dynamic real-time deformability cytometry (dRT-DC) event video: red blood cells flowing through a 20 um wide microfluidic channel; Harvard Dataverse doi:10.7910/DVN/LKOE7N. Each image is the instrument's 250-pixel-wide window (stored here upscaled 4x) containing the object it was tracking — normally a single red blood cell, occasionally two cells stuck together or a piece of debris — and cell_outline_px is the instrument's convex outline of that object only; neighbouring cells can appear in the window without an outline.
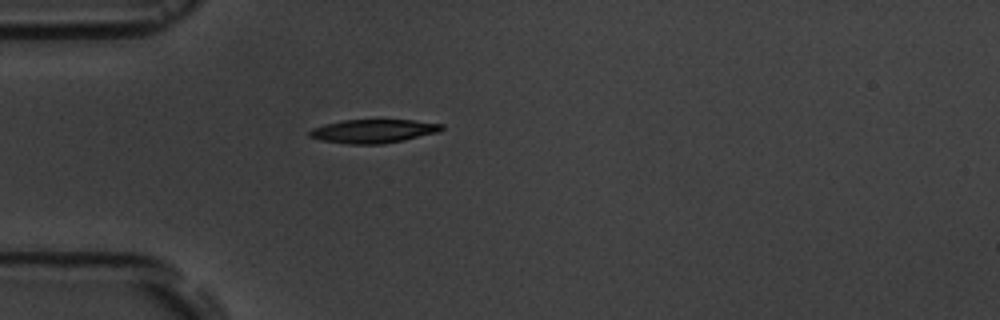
{"species": "common noctule bat (a hibernating species)", "species_latin": "Nyctalus noctula", "temperature_condition": "room temperature", "stored_images_in_passage": 4, "camera_frame_rate_fps": 3000, "um_per_image_px": 0.085, "animal": {"sex": "male", "body_mass_g": 19.5, "forearm_length_mm": 54.6}, "frame": {"image": 1, "passage_image": 4, "time_ms": 4.333, "image_size_px": [1000, 320], "cell_outline_px": [[444, 128], [440, 132], [404, 140], [380, 144], [348, 144], [320, 140], [308, 136], [308, 132], [312, 128], [324, 124], [344, 120], [412, 120], [444, 124]], "centroid_in_image_um": [31.74, 11.15], "position_along_channel_um": 53.3, "area_um2": 18.26}}